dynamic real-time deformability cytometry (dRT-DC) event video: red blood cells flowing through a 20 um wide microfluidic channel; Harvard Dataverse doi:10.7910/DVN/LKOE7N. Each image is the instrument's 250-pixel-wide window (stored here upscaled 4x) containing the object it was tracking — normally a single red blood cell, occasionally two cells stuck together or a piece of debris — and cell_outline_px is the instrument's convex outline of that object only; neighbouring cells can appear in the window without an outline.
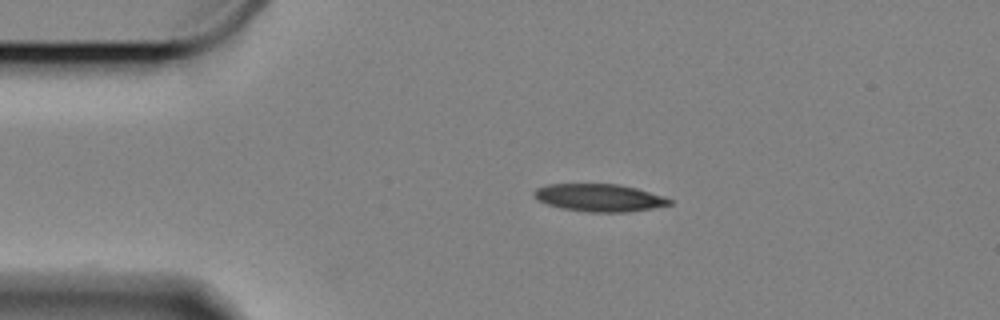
{"species": "Egyptian fruit bat (a non-hibernating species)", "species_latin": "Rousettus aegyptiacus", "temperature_condition": "cold", "stored_images_in_passage": 37, "camera_frame_rate_fps": 3000, "um_per_image_px": 0.085, "animal": {"sex": "female"}, "frame": {"image": 1, "passage_image": 1, "time_ms": 0.0, "image_size_px": [1000, 320], "cell_outline_px": [[672, 204], [652, 208], [628, 212], [588, 212], [560, 208], [548, 204], [532, 196], [532, 192], [536, 188], [548, 184], [616, 184], [636, 188], [672, 200]], "centroid_in_image_um": [50.89, 16.81], "position_along_channel_um": 34.1, "area_um2": 21.56}}
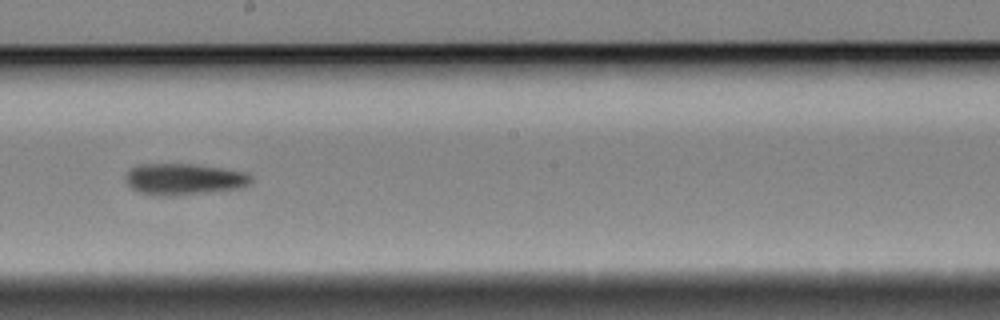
{"frame": {"image": 2, "passage_image": 22, "time_ms": 7.0, "image_size_px": [1000, 320], "cell_outline_px": [[252, 180], [244, 188], [172, 196], [156, 196], [140, 192], [132, 188], [128, 184], [124, 176], [128, 168], [136, 164], [196, 164], [248, 172], [252, 176]], "centroid_in_image_um": [15.63, 15.22], "position_along_channel_um": 232.6, "area_um2": 23.35}}
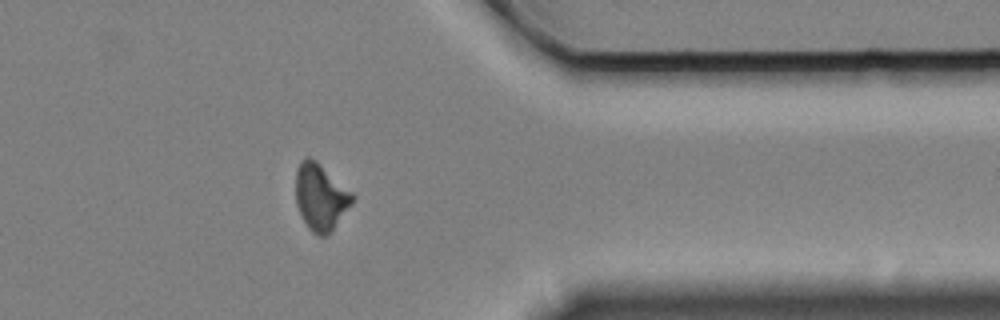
{"frame": {"image": 3, "passage_image": 37, "time_ms": 12.0, "image_size_px": [1000, 320], "cell_outline_px": [[356, 196], [352, 204], [332, 232], [324, 236], [320, 236], [312, 232], [308, 228], [300, 216], [296, 204], [296, 172], [300, 160], [304, 156], [308, 156], [316, 160], [352, 192]], "centroid_in_image_um": [27.25, 16.75], "position_along_channel_um": 384.1, "area_um2": 22.31}, "authors_computed_cell_mechanics": {"area_um2": 22.4264, "velocity_mm_per_s": 3.3175, "shape_relaxation_time_tau1_ms": 4.039, "shape_relaxation_time_tau2_ms": null, "deformation_change_tau1": 0.138, "deformation_change_tau2": null}}